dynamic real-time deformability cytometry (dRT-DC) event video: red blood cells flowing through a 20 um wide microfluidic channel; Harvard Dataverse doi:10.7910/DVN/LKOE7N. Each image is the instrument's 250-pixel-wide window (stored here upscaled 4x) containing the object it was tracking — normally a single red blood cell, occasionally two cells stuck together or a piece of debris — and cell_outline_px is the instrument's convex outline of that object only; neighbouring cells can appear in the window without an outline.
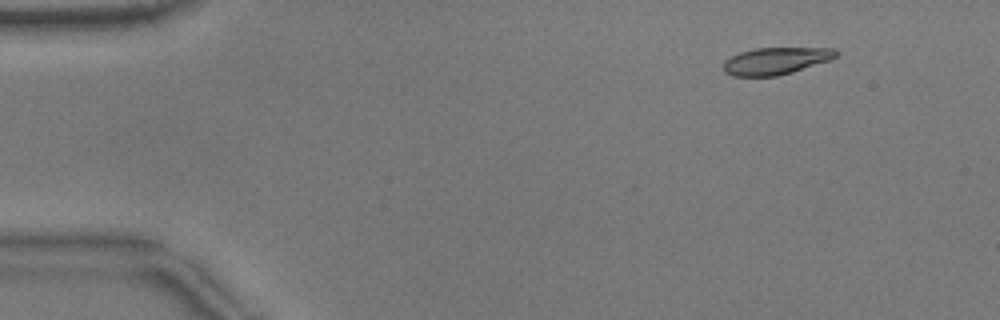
{"species": "common noctule bat (a hibernating species)", "species_latin": "Nyctalus noctula", "temperature_condition": "warm", "stored_images_in_passage": 30, "camera_frame_rate_fps": 3000, "um_per_image_px": 0.085, "animal": {"sex": "male", "body_mass_g": 17.9}, "frame": {"image": 1, "passage_image": 1, "time_ms": 0.0, "image_size_px": [1000, 320], "cell_outline_px": [[840, 52], [836, 56], [828, 60], [792, 72], [776, 76], [732, 76], [724, 72], [724, 60], [740, 52], [756, 48], [836, 48]], "centroid_in_image_um": [65.93, 5.17], "position_along_channel_um": 19.1, "area_um2": 17.63}}
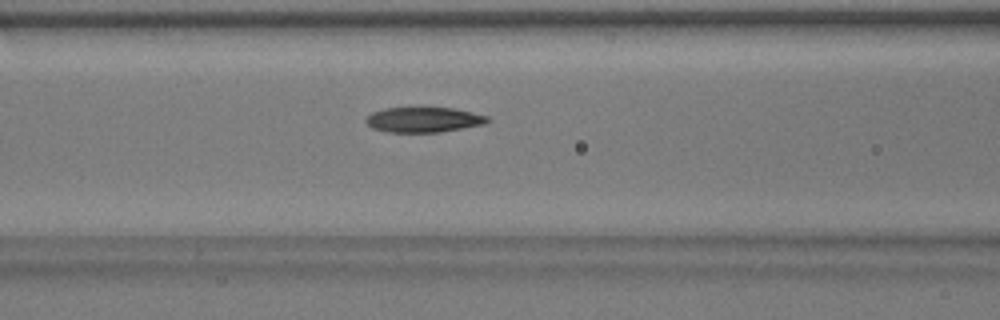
{"frame": {"image": 2, "passage_image": 17, "time_ms": 5.333, "image_size_px": [1000, 320], "cell_outline_px": [[492, 120], [484, 124], [440, 132], [388, 132], [372, 128], [364, 120], [372, 112], [384, 108], [452, 108], [472, 112], [488, 116]], "centroid_in_image_um": [36.02, 10.17], "position_along_channel_um": 130.6, "area_um2": 17.74}}
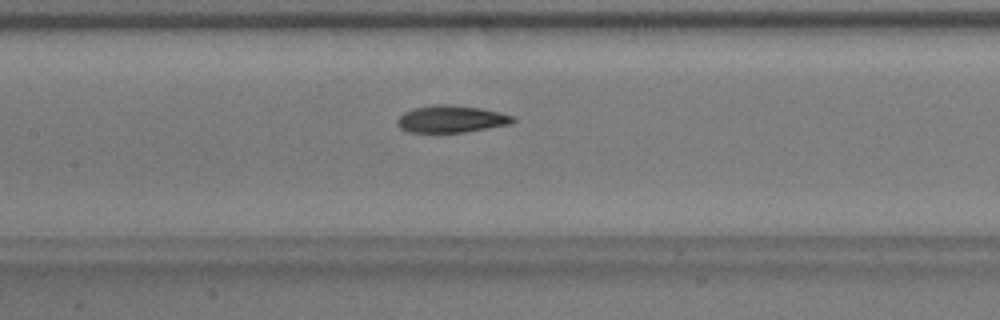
{"frame": {"image": 3, "passage_image": 20, "time_ms": 6.333, "image_size_px": [1000, 320], "cell_outline_px": [[516, 120], [512, 124], [464, 132], [408, 132], [400, 128], [396, 124], [396, 120], [404, 112], [412, 108], [432, 104], [448, 104], [480, 108], [500, 112], [512, 116]], "centroid_in_image_um": [38.33, 10.11], "position_along_channel_um": 169.1, "area_um2": 18.38}}